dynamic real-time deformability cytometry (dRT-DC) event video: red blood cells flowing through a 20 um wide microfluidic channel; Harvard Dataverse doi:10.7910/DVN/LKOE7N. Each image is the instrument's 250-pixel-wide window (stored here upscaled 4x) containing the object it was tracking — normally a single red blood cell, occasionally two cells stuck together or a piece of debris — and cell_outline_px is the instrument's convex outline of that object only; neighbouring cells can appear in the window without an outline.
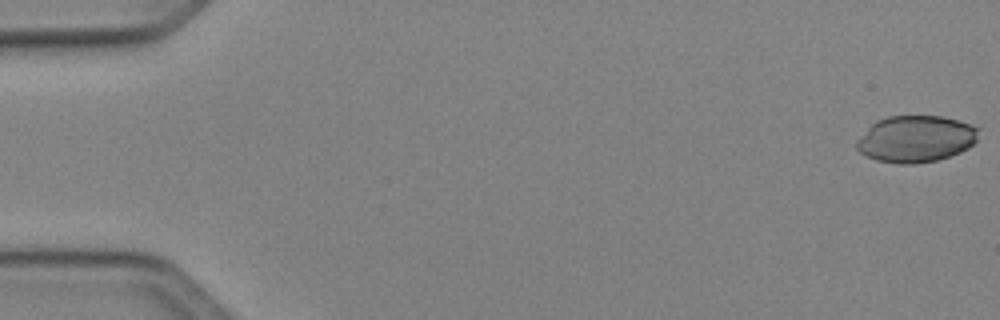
{"species": "Egyptian fruit bat (a non-hibernating species)", "species_latin": "Rousettus aegyptiacus", "temperature_condition": "cold", "stored_images_in_passage": 50, "camera_frame_rate_fps": 3000, "um_per_image_px": 0.085, "animal": {"sex": "female"}, "frame": {"image": 1, "passage_image": 1, "time_ms": 0.0, "image_size_px": [1000, 320], "cell_outline_px": [[980, 128], [976, 140], [968, 148], [960, 152], [936, 160], [912, 164], [900, 164], [876, 160], [860, 152], [856, 148], [856, 140], [876, 120], [888, 116], [940, 116], [972, 124]], "centroid_in_image_um": [77.84, 11.8], "position_along_channel_um": 7.2, "area_um2": 33.06}}
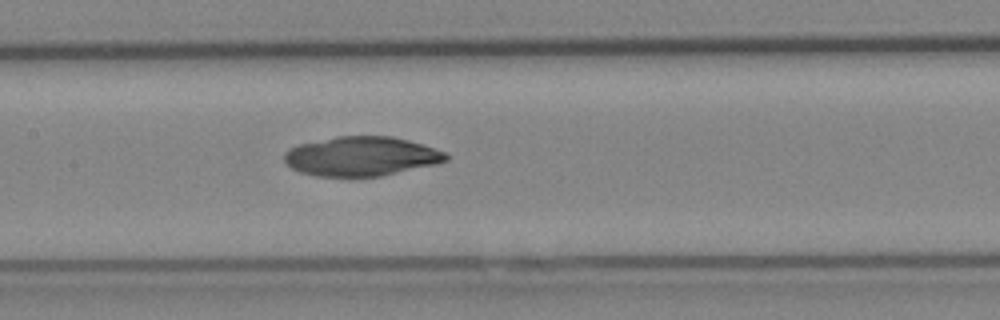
{"frame": {"image": 2, "passage_image": 25, "time_ms": 8.0, "image_size_px": [1000, 320], "cell_outline_px": [[448, 160], [432, 164], [380, 176], [316, 176], [300, 172], [292, 168], [284, 160], [284, 152], [288, 148], [300, 144], [336, 136], [392, 136], [408, 140], [444, 152], [448, 156]], "centroid_in_image_um": [30.64, 13.28], "position_along_channel_um": 176.8, "area_um2": 36.59}}
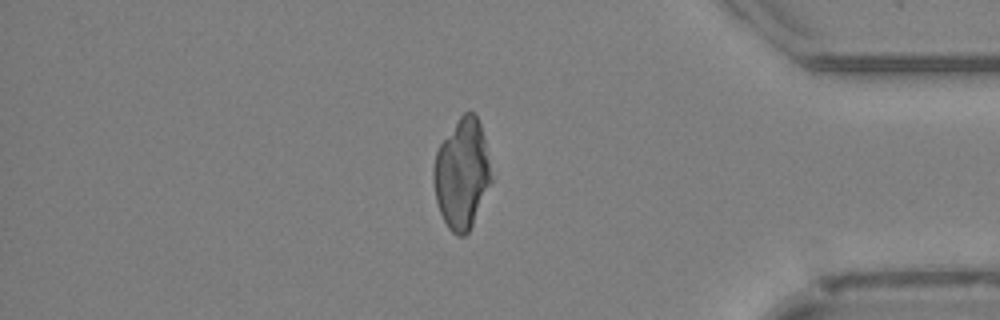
{"frame": {"image": 3, "passage_image": 43, "time_ms": 14.0, "image_size_px": [1000, 320], "cell_outline_px": [[492, 180], [472, 224], [468, 232], [464, 236], [456, 236], [448, 228], [440, 212], [436, 200], [432, 180], [432, 168], [436, 152], [440, 144], [460, 116], [464, 112], [472, 112], [476, 116], [480, 124], [484, 140]], "centroid_in_image_um": [39.22, 14.79], "position_along_channel_um": 396.0, "area_um2": 36.47}}